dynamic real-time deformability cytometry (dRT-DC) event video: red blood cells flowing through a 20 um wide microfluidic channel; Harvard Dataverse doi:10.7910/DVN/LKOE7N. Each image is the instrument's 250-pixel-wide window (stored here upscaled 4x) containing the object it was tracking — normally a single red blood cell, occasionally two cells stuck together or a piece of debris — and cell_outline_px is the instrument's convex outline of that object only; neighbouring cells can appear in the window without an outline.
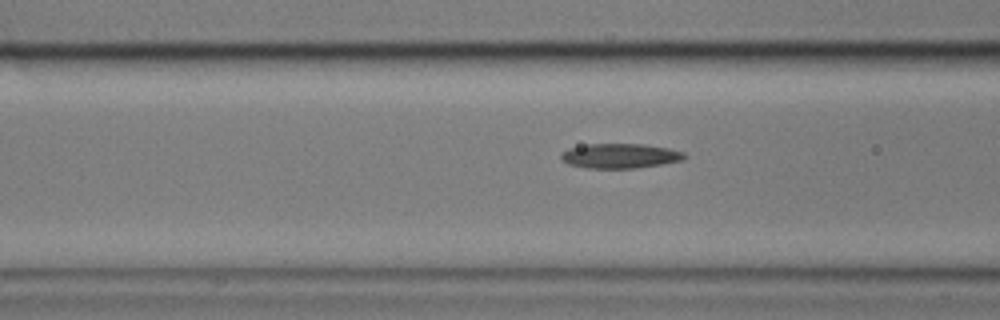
{"species": "common noctule bat (a hibernating species)", "species_latin": "Nyctalus noctula", "temperature_condition": "cold", "stored_images_in_passage": 43, "camera_frame_rate_fps": 3000, "um_per_image_px": 0.085, "animal": {"sex": "male", "body_mass_g": 17.9}, "frame": {"image": 1, "passage_image": 10, "time_ms": 3.0, "image_size_px": [1000, 320], "cell_outline_px": [[688, 156], [684, 160], [636, 168], [584, 168], [568, 164], [560, 156], [560, 152], [568, 148], [588, 144], [644, 144], [668, 148], [684, 152]], "centroid_in_image_um": [52.7, 13.25], "position_along_channel_um": 113.9, "area_um2": 17.86}}
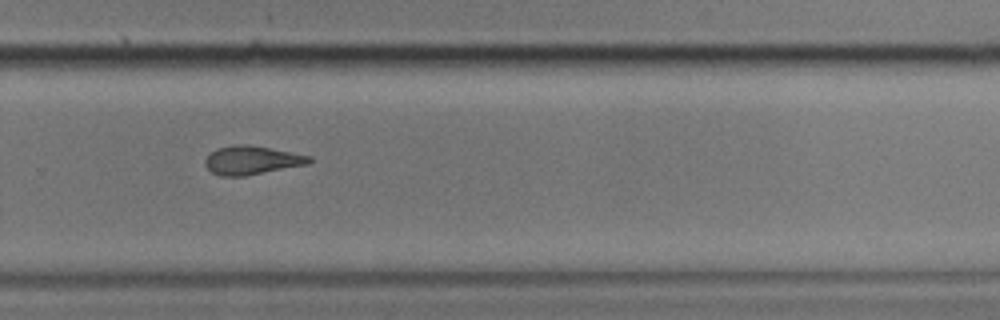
{"frame": {"image": 2, "passage_image": 27, "time_ms": 8.667, "image_size_px": [1000, 320], "cell_outline_px": [[312, 160], [308, 164], [244, 176], [220, 176], [212, 172], [204, 164], [204, 160], [216, 148], [232, 144], [244, 144], [268, 148], [312, 156]], "centroid_in_image_um": [21.38, 13.62], "position_along_channel_um": 308.4, "area_um2": 17.22}}
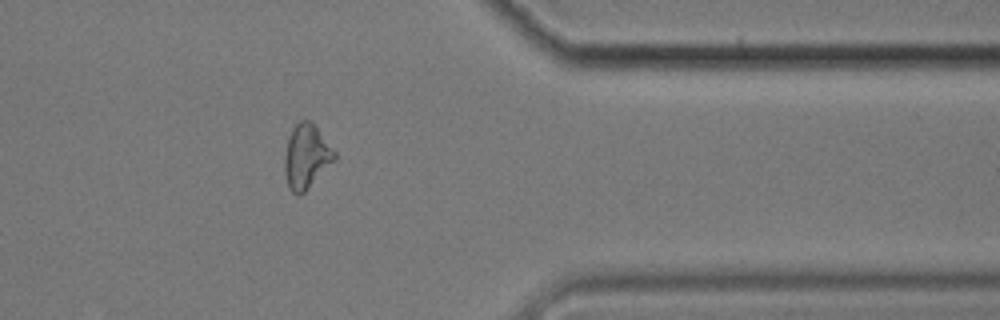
{"frame": {"image": 3, "passage_image": 35, "time_ms": 11.333, "image_size_px": [1000, 320], "cell_outline_px": [[336, 160], [300, 196], [296, 196], [288, 188], [284, 172], [284, 156], [288, 136], [292, 128], [300, 120], [312, 120], [336, 152]], "centroid_in_image_um": [26.03, 13.3], "position_along_channel_um": 385.4, "area_um2": 19.07}}